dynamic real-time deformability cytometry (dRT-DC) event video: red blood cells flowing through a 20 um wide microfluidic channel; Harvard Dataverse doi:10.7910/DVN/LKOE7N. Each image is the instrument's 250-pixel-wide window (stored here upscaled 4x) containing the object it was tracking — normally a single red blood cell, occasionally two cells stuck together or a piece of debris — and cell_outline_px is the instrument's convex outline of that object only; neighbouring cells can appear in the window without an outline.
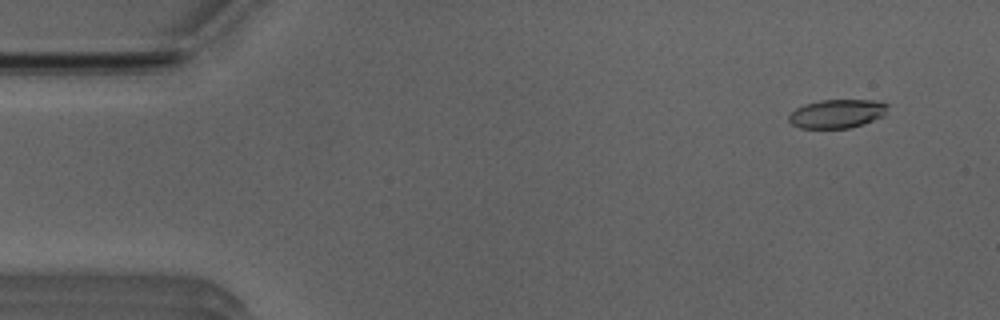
{"species": "Egyptian fruit bat (a non-hibernating species)", "species_latin": "Rousettus aegyptiacus", "temperature_condition": "room temperature", "stored_images_in_passage": 52, "camera_frame_rate_fps": 3000, "um_per_image_px": 0.085, "animal": {"sex": "male"}, "frame": {"image": 1, "passage_image": 4, "time_ms": 1.0, "image_size_px": [1000, 320], "cell_outline_px": [[888, 104], [884, 116], [864, 124], [848, 128], [800, 128], [792, 124], [788, 120], [788, 116], [796, 108], [804, 104], [820, 100], [872, 100]], "centroid_in_image_um": [71.14, 9.67], "position_along_channel_um": 13.9, "area_um2": 16.53}}
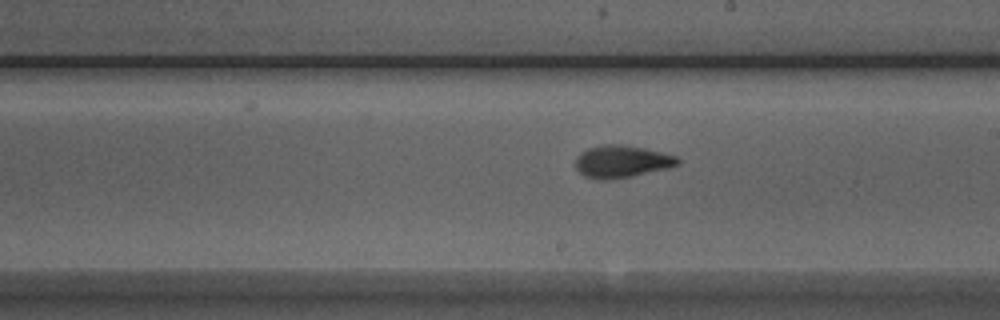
{"frame": {"image": 2, "passage_image": 29, "time_ms": 9.333, "image_size_px": [1000, 320], "cell_outline_px": [[680, 164], [668, 168], [632, 176], [604, 180], [600, 180], [584, 176], [576, 168], [576, 156], [580, 152], [588, 148], [604, 144], [620, 144], [644, 148], [676, 156], [680, 160]], "centroid_in_image_um": [52.83, 13.72], "position_along_channel_um": 236.2, "area_um2": 19.19}}
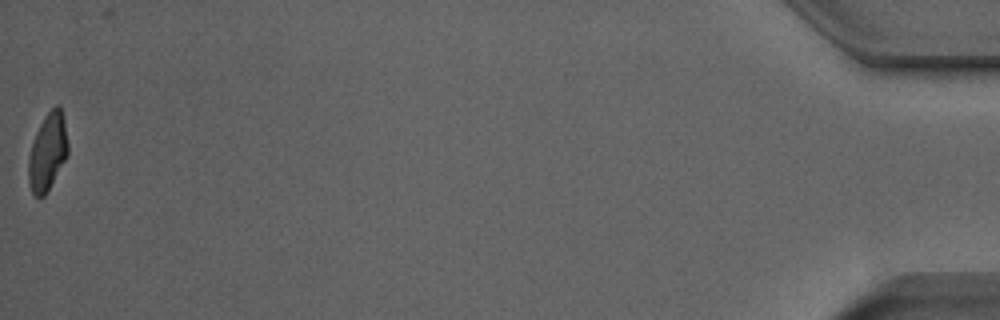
{"frame": {"image": 3, "passage_image": 52, "time_ms": 17.0, "image_size_px": [1000, 320], "cell_outline_px": [[68, 156], [44, 196], [36, 196], [32, 192], [28, 184], [28, 160], [32, 144], [36, 132], [44, 116], [56, 104], [60, 104], [64, 120], [68, 144]], "centroid_in_image_um": [4.05, 12.9], "position_along_channel_um": 431.1, "area_um2": 17.74}, "authors_computed_cell_mechanics": {"area_um2": 18.2359, "velocity_mm_per_s": 3.9332, "shape_relaxation_time_tau1_ms": 4.4964, "shape_relaxation_time_tau2_ms": 1.115, "deformation_change_tau1": 0.1974, "deformation_change_tau2": 0.0579}}